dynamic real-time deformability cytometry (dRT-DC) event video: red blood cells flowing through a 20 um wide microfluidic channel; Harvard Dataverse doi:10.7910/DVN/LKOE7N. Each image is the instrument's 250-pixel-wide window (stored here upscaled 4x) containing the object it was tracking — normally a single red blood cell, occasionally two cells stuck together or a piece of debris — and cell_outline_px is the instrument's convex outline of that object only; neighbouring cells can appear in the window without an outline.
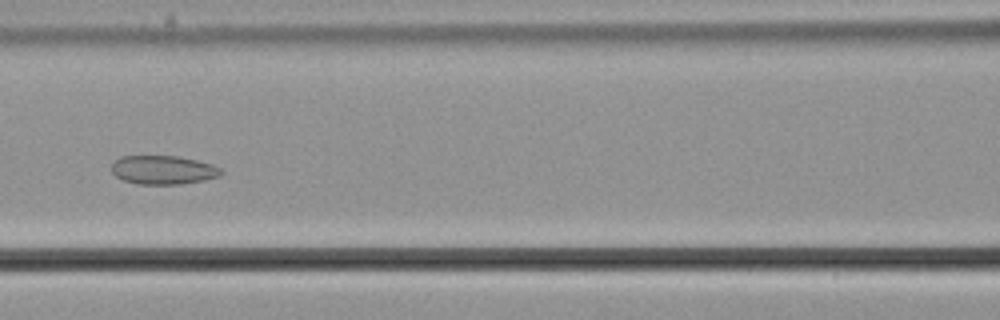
{"species": "common noctule bat (a hibernating species)", "species_latin": "Nyctalus noctula", "temperature_condition": "cold", "stored_images_in_passage": 46, "camera_frame_rate_fps": 3000, "um_per_image_px": 0.085, "animal": {"sex": "male", "body_mass_g": 21.5, "forearm_length_mm": 52.0}, "frame": {"image": 1, "passage_image": 18, "time_ms": 5.667, "image_size_px": [1000, 320], "cell_outline_px": [[224, 172], [220, 176], [204, 180], [180, 184], [136, 184], [124, 180], [116, 176], [112, 172], [112, 164], [120, 156], [176, 156], [196, 160], [212, 164], [220, 168]], "centroid_in_image_um": [13.88, 14.44], "position_along_channel_um": 152.7, "area_um2": 18.32}}
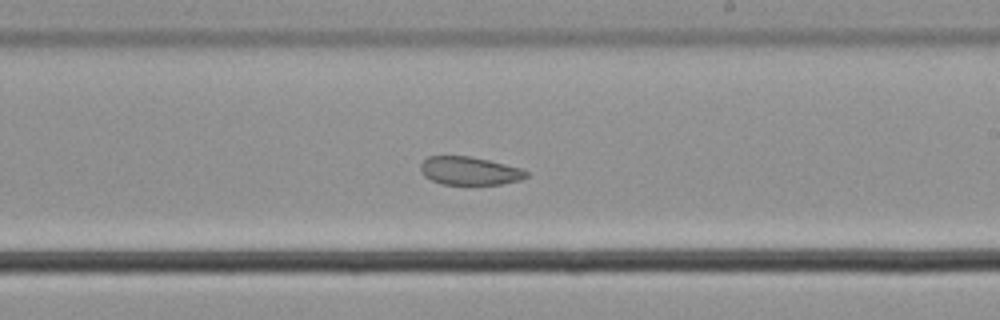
{"frame": {"image": 2, "passage_image": 26, "time_ms": 8.333, "image_size_px": [1000, 320], "cell_outline_px": [[528, 176], [520, 180], [500, 184], [440, 184], [424, 176], [420, 168], [420, 164], [428, 156], [468, 156], [488, 160], [520, 168], [528, 172]], "centroid_in_image_um": [39.89, 14.52], "position_along_channel_um": 249.1, "area_um2": 17.22}}
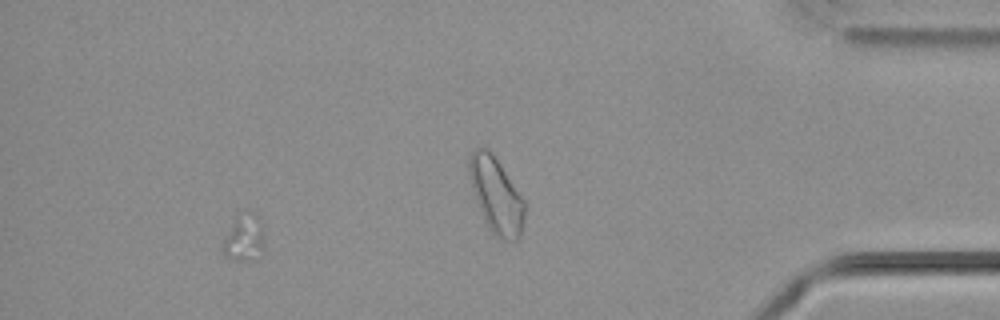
{"frame": {"image": 3, "passage_image": 40, "time_ms": 13.0, "image_size_px": [1000, 320], "cell_outline_px": [[264, 248], [256, 260], [236, 260], [228, 256], [220, 248], [224, 236], [236, 216], [252, 212], [260, 216], [264, 244]], "centroid_in_image_um": [20.75, 20.23], "position_along_channel_um": 414.4, "area_um2": 11.39}, "authors_computed_cell_mechanics": {"area_um2": 18.2937, "velocity_mm_per_s": 3.6225, "shape_relaxation_time_tau1_ms": null, "shape_relaxation_time_tau2_ms": 3.4569, "deformation_change_tau1": null, "deformation_change_tau2": 0.0855}}